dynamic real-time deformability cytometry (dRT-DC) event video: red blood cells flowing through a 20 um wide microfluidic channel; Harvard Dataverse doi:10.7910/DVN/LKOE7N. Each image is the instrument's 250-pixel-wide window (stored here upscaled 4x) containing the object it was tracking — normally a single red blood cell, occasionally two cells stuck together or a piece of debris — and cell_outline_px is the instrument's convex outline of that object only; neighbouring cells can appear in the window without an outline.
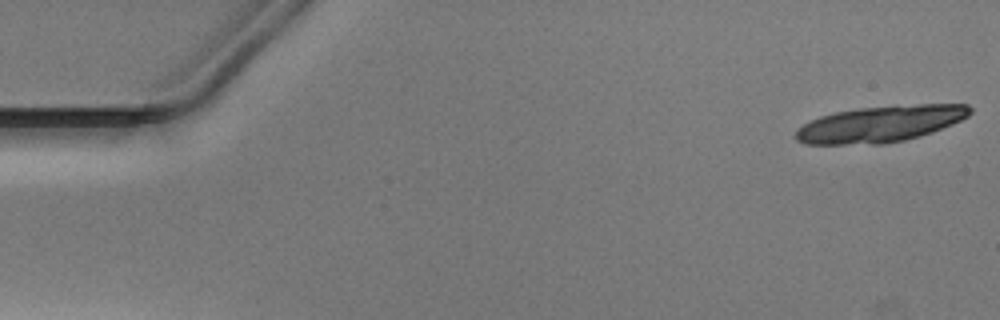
{"species": "Egyptian fruit bat (a non-hibernating species)", "species_latin": "Rousettus aegyptiacus", "temperature_condition": "warm", "stored_images_in_passage": 17, "camera_frame_rate_fps": 3000, "um_per_image_px": 0.085, "animal": {"sex": "male"}, "frame": {"image": 1, "passage_image": 1, "time_ms": 0.0, "image_size_px": [1000, 320], "cell_outline_px": [[972, 112], [968, 116], [952, 124], [932, 132], [920, 136], [904, 140], [884, 144], [804, 144], [796, 140], [792, 136], [796, 128], [820, 116], [836, 112], [860, 108], [896, 104], [968, 104], [972, 108]], "centroid_in_image_um": [74.82, 10.53], "position_along_channel_um": 10.2, "area_um2": 37.22}}